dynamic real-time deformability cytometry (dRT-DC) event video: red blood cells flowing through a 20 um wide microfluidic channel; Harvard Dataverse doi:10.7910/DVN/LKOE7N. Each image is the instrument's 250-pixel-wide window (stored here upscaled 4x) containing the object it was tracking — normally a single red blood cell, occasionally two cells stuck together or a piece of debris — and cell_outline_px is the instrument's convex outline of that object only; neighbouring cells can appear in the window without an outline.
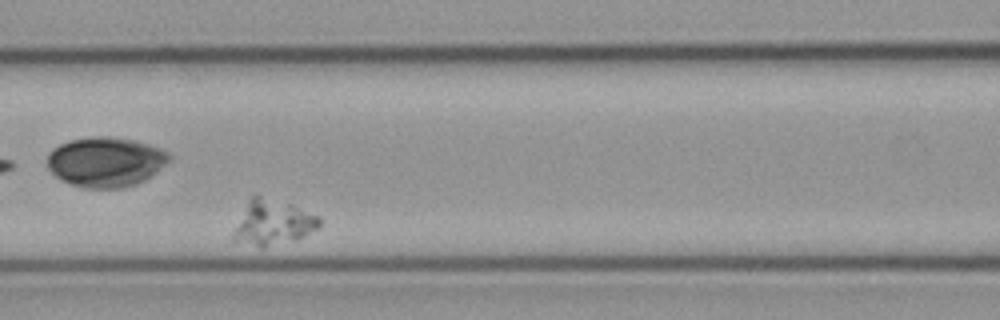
{"species": "common noctule bat (a hibernating species)", "species_latin": "Nyctalus noctula", "temperature_condition": "cold", "stored_images_in_passage": 37, "camera_frame_rate_fps": 3000, "um_per_image_px": 0.085, "animal": {"sex": "male", "body_mass_g": 23.1, "forearm_length_mm": 52.7}, "frame": {"image": 1, "passage_image": 9, "time_ms": 2.667, "image_size_px": [1000, 320], "cell_outline_px": [[324, 224], [320, 228], [292, 240], [264, 248], [260, 248], [232, 240], [232, 232], [248, 200], [256, 192], [320, 216]], "centroid_in_image_um": [23.18, 18.91], "position_along_channel_um": 143.4, "area_um2": 22.77}}
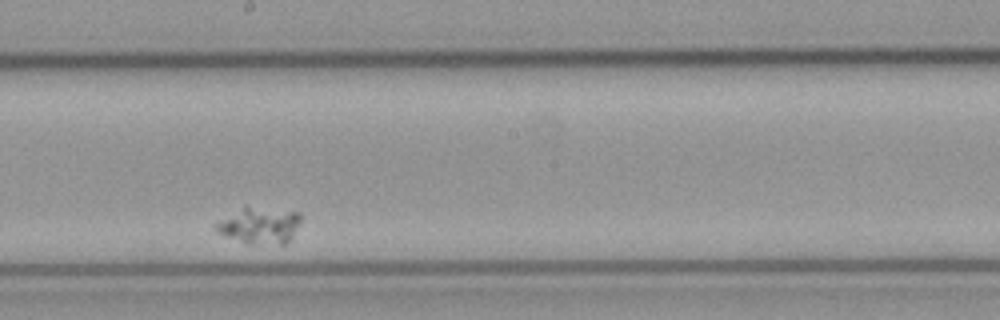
{"frame": {"image": 2, "passage_image": 17, "time_ms": 5.333, "image_size_px": [1000, 320], "cell_outline_px": [[300, 220], [288, 240], [284, 244], [248, 244], [224, 236], [216, 232], [212, 228], [212, 224], [244, 208], [248, 208], [300, 212]], "centroid_in_image_um": [21.99, 19.21], "position_along_channel_um": 226.2, "area_um2": 17.34}}
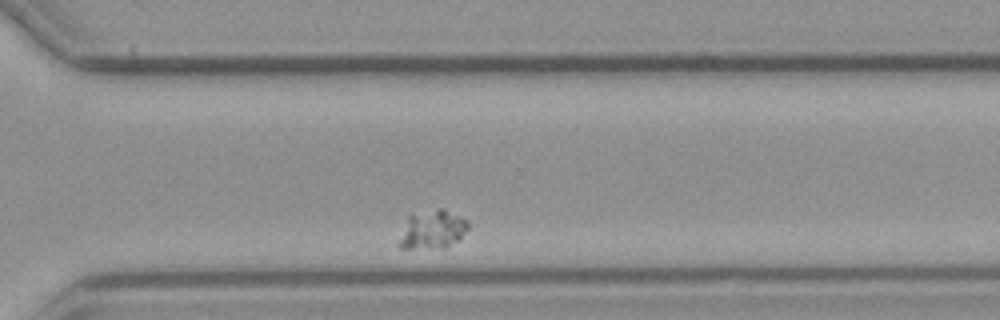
{"frame": {"image": 3, "passage_image": 27, "time_ms": 8.667, "image_size_px": [1000, 320], "cell_outline_px": [[468, 228], [456, 240], [444, 248], [400, 248], [396, 244], [408, 216], [440, 208], [444, 208], [468, 220]], "centroid_in_image_um": [36.72, 19.52], "position_along_channel_um": 333.9, "area_um2": 15.32}}